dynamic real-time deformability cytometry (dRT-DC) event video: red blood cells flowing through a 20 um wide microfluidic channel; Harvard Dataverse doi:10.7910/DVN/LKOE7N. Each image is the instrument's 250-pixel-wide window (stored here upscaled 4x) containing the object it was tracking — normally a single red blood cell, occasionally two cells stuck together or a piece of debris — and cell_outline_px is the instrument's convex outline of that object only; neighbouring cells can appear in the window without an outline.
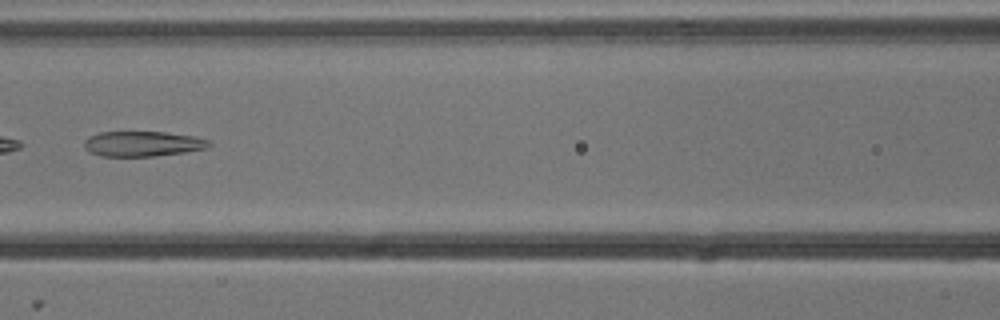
{"species": "common noctule bat (a hibernating species)", "species_latin": "Nyctalus noctula", "temperature_condition": "cold", "stored_images_in_passage": 6, "camera_frame_rate_fps": 3000, "um_per_image_px": 0.085, "animal": {"sex": "male", "body_mass_g": 13.3}, "frame": {"image": 1, "passage_image": 6, "time_ms": 1.667, "image_size_px": [1000, 320], "cell_outline_px": [[212, 144], [208, 148], [184, 152], [156, 156], [104, 156], [88, 152], [84, 148], [84, 140], [88, 136], [100, 132], [164, 132], [196, 136], [208, 140]], "centroid_in_image_um": [12.12, 12.22], "position_along_channel_um": 154.5, "area_um2": 18.44}}